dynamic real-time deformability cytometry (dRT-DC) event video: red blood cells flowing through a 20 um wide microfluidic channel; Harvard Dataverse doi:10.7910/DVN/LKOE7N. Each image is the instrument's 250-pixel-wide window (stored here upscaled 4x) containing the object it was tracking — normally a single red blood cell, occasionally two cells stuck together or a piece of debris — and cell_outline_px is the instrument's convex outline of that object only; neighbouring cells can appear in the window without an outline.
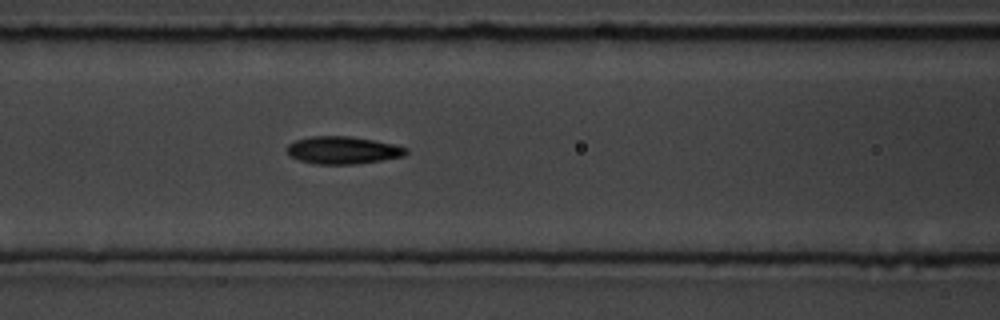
{"species": "common noctule bat (a hibernating species)", "species_latin": "Nyctalus noctula", "temperature_condition": "room temperature", "stored_images_in_passage": 9, "segment_of_instrument_passage": [1, 2], "camera_frame_rate_fps": 3000, "um_per_image_px": 0.085, "animal": {"sex": "male", "body_mass_g": 19.5, "forearm_length_mm": 54.6}, "frame": {"image": 1, "passage_image": 8, "time_ms": 7.667, "image_size_px": [1000, 320], "cell_outline_px": [[408, 152], [404, 156], [356, 164], [316, 164], [300, 160], [288, 156], [284, 148], [288, 144], [296, 140], [312, 136], [348, 136], [372, 140], [392, 144], [408, 148]], "centroid_in_image_um": [29.09, 12.77], "position_along_channel_um": 137.5, "area_um2": 19.07}}